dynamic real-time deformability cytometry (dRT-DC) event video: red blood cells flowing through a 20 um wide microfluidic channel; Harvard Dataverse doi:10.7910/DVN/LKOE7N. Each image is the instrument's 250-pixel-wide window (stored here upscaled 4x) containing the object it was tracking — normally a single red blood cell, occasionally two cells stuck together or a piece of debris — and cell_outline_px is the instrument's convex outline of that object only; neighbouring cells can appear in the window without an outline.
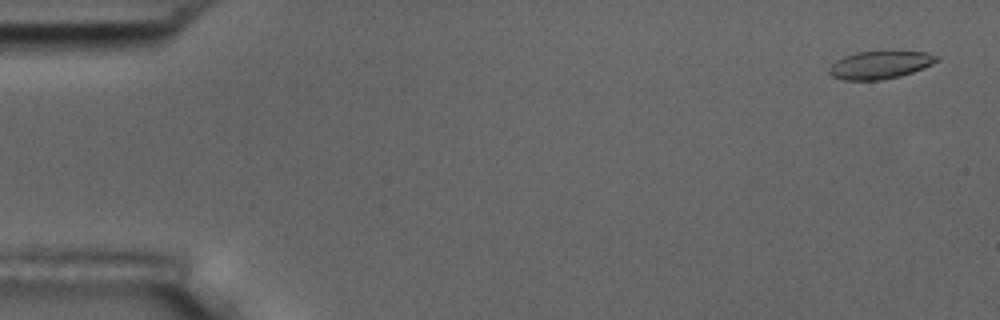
{"species": "common noctule bat (a hibernating species)", "species_latin": "Nyctalus noctula", "temperature_condition": "room temperature", "stored_images_in_passage": 57, "camera_frame_rate_fps": 3000, "um_per_image_px": 0.085, "animal": {"sex": "male", "body_mass_g": 17.5, "forearm_length_mm": 52.3}, "frame": {"image": 1, "passage_image": 3, "time_ms": 0.667, "image_size_px": [1000, 320], "cell_outline_px": [[940, 60], [932, 64], [912, 72], [900, 76], [880, 80], [844, 80], [832, 76], [828, 72], [828, 68], [836, 60], [844, 56], [856, 52], [924, 52], [940, 56]], "centroid_in_image_um": [74.78, 5.52], "position_along_channel_um": 10.2, "area_um2": 17.28}}
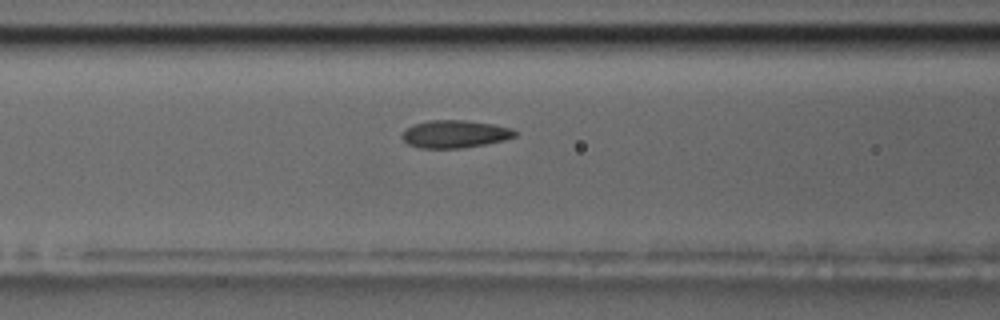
{"frame": {"image": 2, "passage_image": 24, "time_ms": 7.667, "image_size_px": [1000, 320], "cell_outline_px": [[516, 136], [504, 140], [484, 144], [460, 148], [420, 148], [408, 144], [400, 136], [408, 128], [416, 124], [428, 120], [464, 120], [492, 124], [512, 128], [516, 132]], "centroid_in_image_um": [38.67, 11.39], "position_along_channel_um": 127.9, "area_um2": 17.98}}
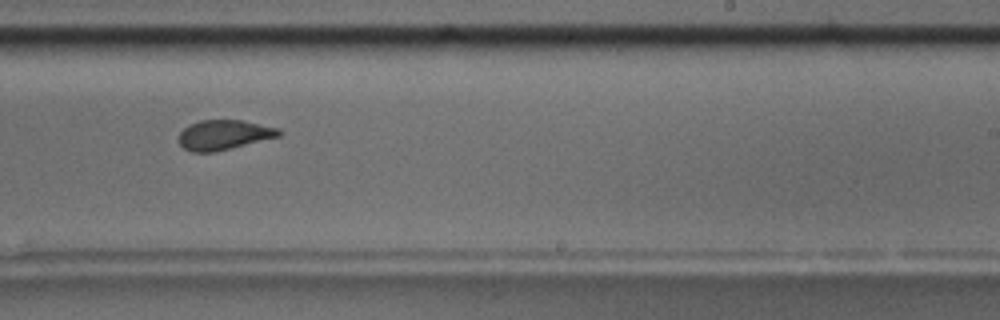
{"frame": {"image": 3, "passage_image": 36, "time_ms": 11.667, "image_size_px": [1000, 320], "cell_outline_px": [[284, 132], [280, 136], [232, 148], [212, 152], [192, 152], [184, 148], [180, 144], [180, 132], [188, 124], [200, 120], [244, 120], [280, 128]], "centroid_in_image_um": [19.08, 11.45], "position_along_channel_um": 269.9, "area_um2": 17.51}, "authors_computed_cell_mechanics": {"area_um2": 18.2648, "velocity_mm_per_s": 3.5659, "shape_relaxation_time_tau1_ms": null, "shape_relaxation_time_tau2_ms": 1.3132, "deformation_change_tau1": null, "deformation_change_tau2": 0.0692}}